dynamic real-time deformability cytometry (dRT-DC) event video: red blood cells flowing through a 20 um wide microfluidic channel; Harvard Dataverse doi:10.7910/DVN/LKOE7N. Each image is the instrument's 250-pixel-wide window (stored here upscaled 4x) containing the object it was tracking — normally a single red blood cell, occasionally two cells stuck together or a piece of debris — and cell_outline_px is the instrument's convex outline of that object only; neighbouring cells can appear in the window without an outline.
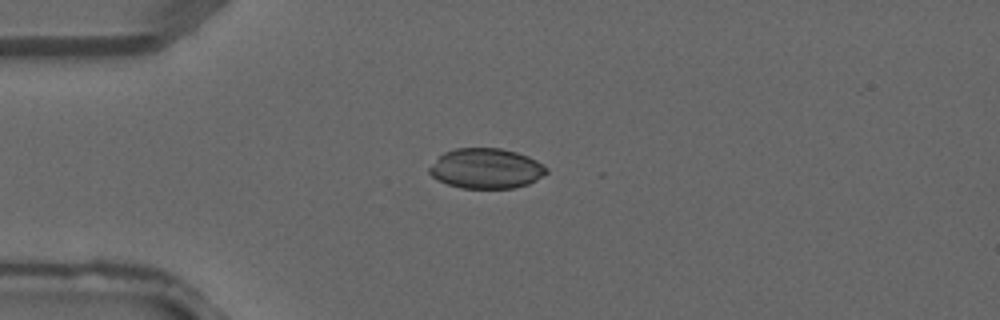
{"species": "common noctule bat (a hibernating species)", "species_latin": "Nyctalus noctula", "temperature_condition": "warm", "stored_images_in_passage": 1, "camera_frame_rate_fps": 3000, "um_per_image_px": 0.085, "animal": {"sex": "male", "forearm_length_mm": 52.5}, "frame": {"image": 1, "passage_image": 1, "time_ms": 0.0, "image_size_px": [1000, 320], "cell_outline_px": [[548, 172], [536, 180], [528, 184], [516, 188], [460, 188], [448, 184], [432, 176], [428, 172], [428, 168], [444, 152], [456, 148], [500, 148], [516, 152], [528, 156], [544, 164], [548, 168]], "centroid_in_image_um": [41.35, 14.32], "position_along_channel_um": 43.7, "area_um2": 27.4}}